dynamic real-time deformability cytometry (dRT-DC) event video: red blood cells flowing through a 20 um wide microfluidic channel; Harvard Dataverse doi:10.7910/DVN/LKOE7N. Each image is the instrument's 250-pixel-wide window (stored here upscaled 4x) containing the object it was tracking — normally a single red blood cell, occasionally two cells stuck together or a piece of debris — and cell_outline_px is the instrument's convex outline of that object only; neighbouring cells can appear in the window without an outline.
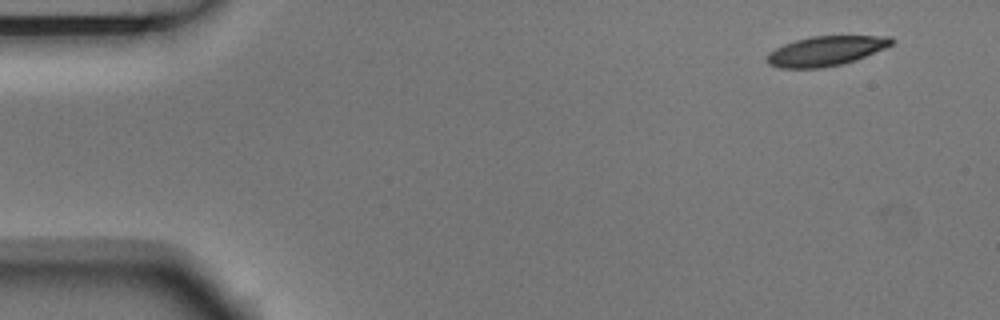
{"species": "Egyptian fruit bat (a non-hibernating species)", "species_latin": "Rousettus aegyptiacus", "temperature_condition": "room temperature", "stored_images_in_passage": 3, "camera_frame_rate_fps": 3000, "um_per_image_px": 0.085, "animal": {"sex": "male"}, "frame": {"image": 1, "passage_image": 1, "time_ms": 0.0, "image_size_px": [1000, 320], "cell_outline_px": [[896, 40], [892, 44], [884, 48], [856, 60], [844, 64], [820, 68], [780, 68], [768, 64], [764, 60], [768, 52], [784, 44], [796, 40], [812, 36], [888, 36]], "centroid_in_image_um": [70.16, 4.34], "position_along_channel_um": 14.8, "area_um2": 21.62}}
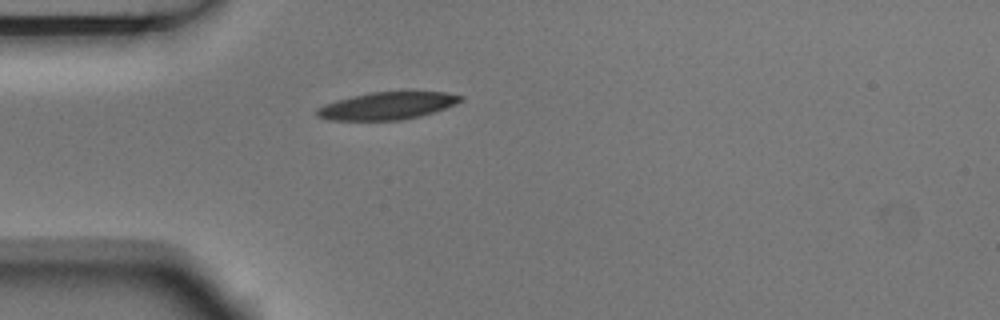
{"frame": {"image": 2, "passage_image": 3, "time_ms": 0.667, "image_size_px": [1000, 320], "cell_outline_px": [[464, 100], [456, 104], [420, 116], [400, 120], [328, 120], [320, 116], [316, 112], [316, 108], [324, 104], [336, 100], [368, 92], [444, 92], [464, 96]], "centroid_in_image_um": [32.91, 8.99], "position_along_channel_um": 52.1, "area_um2": 22.83}}